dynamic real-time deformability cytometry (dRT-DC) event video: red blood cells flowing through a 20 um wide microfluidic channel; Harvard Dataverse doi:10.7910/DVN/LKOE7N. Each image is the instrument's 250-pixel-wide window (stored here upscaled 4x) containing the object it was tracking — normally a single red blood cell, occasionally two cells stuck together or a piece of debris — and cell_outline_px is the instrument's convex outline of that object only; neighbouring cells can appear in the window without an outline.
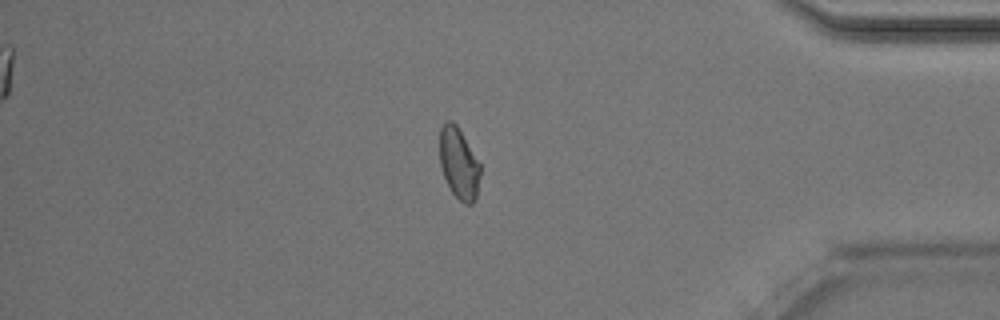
{"species": "Egyptian fruit bat (a non-hibernating species)", "species_latin": "Rousettus aegyptiacus", "temperature_condition": "room temperature", "stored_images_in_passage": 49, "camera_frame_rate_fps": 3000, "um_per_image_px": 0.085, "animal": {"sex": "male"}, "frame": {"image": 1, "passage_image": 42, "time_ms": 13.667, "image_size_px": [1000, 320], "cell_outline_px": [[480, 176], [476, 200], [472, 204], [464, 204], [452, 192], [444, 176], [440, 164], [440, 128], [444, 120], [452, 120], [456, 124], [480, 164]], "centroid_in_image_um": [39.0, 13.88], "position_along_channel_um": 396.2, "area_um2": 16.76}, "authors_computed_cell_mechanics": {"area_um2": 17.5134, "velocity_mm_per_s": 4.0345, "shape_relaxation_time_tau1_ms": null, "shape_relaxation_time_tau2_ms": 1.5338, "deformation_change_tau1": null, "deformation_change_tau2": 0.0742}}